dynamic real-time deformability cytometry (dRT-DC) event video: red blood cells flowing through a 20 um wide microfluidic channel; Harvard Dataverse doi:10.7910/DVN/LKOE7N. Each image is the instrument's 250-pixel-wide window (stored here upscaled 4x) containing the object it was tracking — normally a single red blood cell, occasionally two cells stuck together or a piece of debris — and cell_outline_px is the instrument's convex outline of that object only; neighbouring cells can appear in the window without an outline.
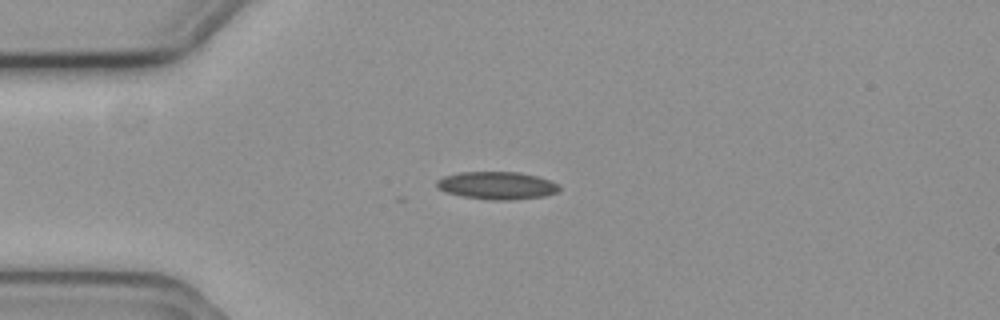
{"species": "common noctule bat (a hibernating species)", "species_latin": "Nyctalus noctula", "temperature_condition": "cold", "stored_images_in_passage": 6, "camera_frame_rate_fps": 3000, "um_per_image_px": 0.085, "animal": {"sex": "female", "body_mass_g": 19.3, "forearm_length_mm": 54.1}, "frame": {"image": 1, "passage_image": 5, "time_ms": 1.333, "image_size_px": [1000, 320], "cell_outline_px": [[560, 188], [556, 192], [544, 196], [512, 200], [492, 200], [460, 196], [444, 192], [436, 188], [436, 180], [444, 176], [460, 172], [520, 172], [536, 176], [560, 184]], "centroid_in_image_um": [42.2, 15.77], "position_along_channel_um": 42.8, "area_um2": 19.88}}